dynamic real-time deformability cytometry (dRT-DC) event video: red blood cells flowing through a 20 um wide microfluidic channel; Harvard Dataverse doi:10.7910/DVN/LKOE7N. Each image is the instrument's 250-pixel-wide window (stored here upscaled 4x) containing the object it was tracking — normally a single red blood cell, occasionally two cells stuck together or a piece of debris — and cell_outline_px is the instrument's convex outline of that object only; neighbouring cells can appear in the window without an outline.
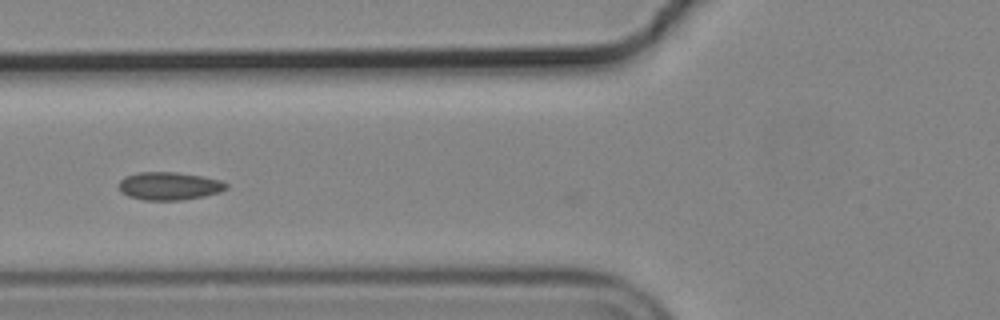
{"species": "common noctule bat (a hibernating species)", "species_latin": "Nyctalus noctula", "temperature_condition": "cold", "stored_images_in_passage": 22, "camera_frame_rate_fps": 3000, "um_per_image_px": 0.085, "animal": {"sex": "male", "body_mass_g": 19.2, "forearm_length_mm": 51.8}, "frame": {"image": 1, "passage_image": 2, "time_ms": 0.333, "image_size_px": [1000, 320], "cell_outline_px": [[228, 188], [220, 192], [204, 196], [180, 200], [144, 200], [128, 196], [120, 192], [116, 184], [124, 176], [140, 172], [176, 172], [200, 176], [220, 180], [228, 184]], "centroid_in_image_um": [14.33, 15.81], "position_along_channel_um": 111.5, "area_um2": 17.63}}
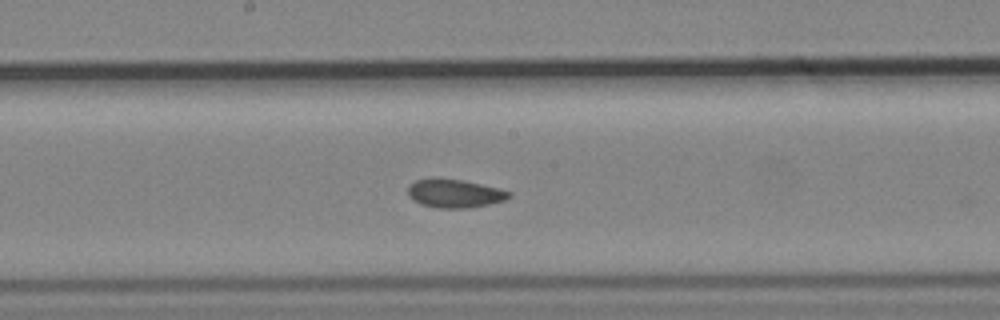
{"frame": {"image": 2, "passage_image": 10, "time_ms": 3.0, "image_size_px": [1000, 320], "cell_outline_px": [[512, 196], [504, 200], [488, 204], [468, 208], [436, 208], [420, 204], [408, 196], [408, 184], [416, 180], [464, 180], [500, 188], [512, 192]], "centroid_in_image_um": [38.67, 16.46], "position_along_channel_um": 209.5, "area_um2": 16.53}}
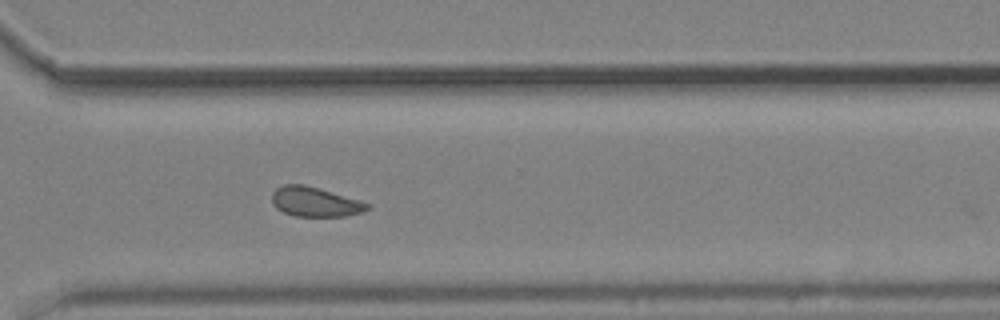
{"frame": {"image": 3, "passage_image": 21, "time_ms": 6.667, "image_size_px": [1000, 320], "cell_outline_px": [[372, 208], [364, 212], [344, 216], [292, 216], [276, 208], [272, 204], [272, 192], [280, 184], [304, 184], [320, 188], [372, 204]], "centroid_in_image_um": [26.79, 17.15], "position_along_channel_um": 343.8, "area_um2": 16.76}}